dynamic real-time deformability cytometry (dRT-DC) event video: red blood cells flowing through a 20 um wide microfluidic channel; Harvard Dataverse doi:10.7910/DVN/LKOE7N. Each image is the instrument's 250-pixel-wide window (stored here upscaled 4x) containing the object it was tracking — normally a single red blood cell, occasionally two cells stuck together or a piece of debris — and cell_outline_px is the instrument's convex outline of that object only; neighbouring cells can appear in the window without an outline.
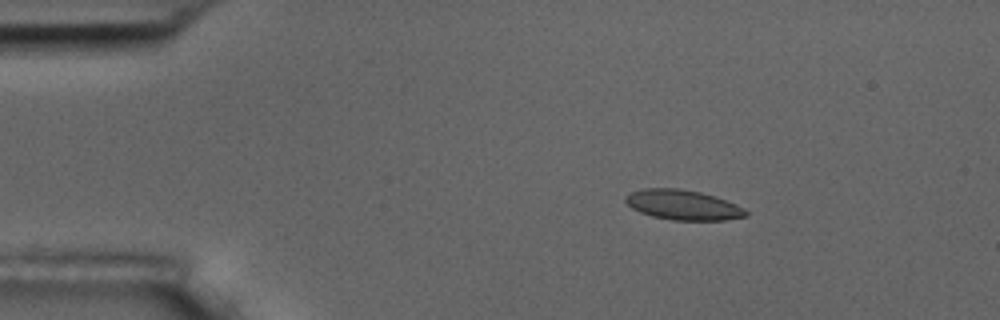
{"species": "common noctule bat (a hibernating species)", "species_latin": "Nyctalus noctula", "temperature_condition": "room temperature", "stored_images_in_passage": 6, "camera_frame_rate_fps": 3000, "um_per_image_px": 0.085, "animal": {"sex": "male", "body_mass_g": 17.5, "forearm_length_mm": 52.3}, "frame": {"image": 1, "passage_image": 3, "time_ms": 2.333, "image_size_px": [1000, 320], "cell_outline_px": [[748, 216], [724, 220], [672, 220], [652, 216], [640, 212], [632, 208], [624, 200], [624, 196], [632, 192], [644, 188], [680, 188], [700, 192], [716, 196], [736, 204], [744, 208], [748, 212]], "centroid_in_image_um": [58.06, 17.41], "position_along_channel_um": 26.9, "area_um2": 21.1}}
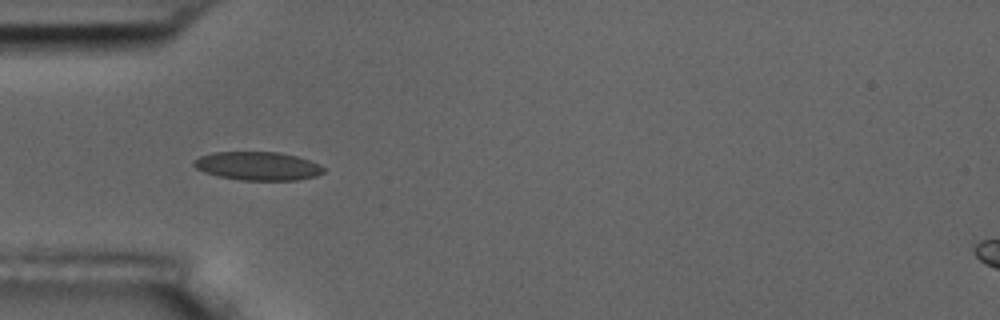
{"frame": {"image": 2, "passage_image": 5, "time_ms": 5.0, "image_size_px": [1000, 320], "cell_outline_px": [[324, 172], [316, 176], [296, 180], [240, 180], [216, 176], [204, 172], [196, 168], [192, 164], [192, 160], [200, 156], [212, 152], [280, 152], [296, 156], [320, 164], [324, 168]], "centroid_in_image_um": [21.87, 14.11], "position_along_channel_um": 63.1, "area_um2": 21.68}}